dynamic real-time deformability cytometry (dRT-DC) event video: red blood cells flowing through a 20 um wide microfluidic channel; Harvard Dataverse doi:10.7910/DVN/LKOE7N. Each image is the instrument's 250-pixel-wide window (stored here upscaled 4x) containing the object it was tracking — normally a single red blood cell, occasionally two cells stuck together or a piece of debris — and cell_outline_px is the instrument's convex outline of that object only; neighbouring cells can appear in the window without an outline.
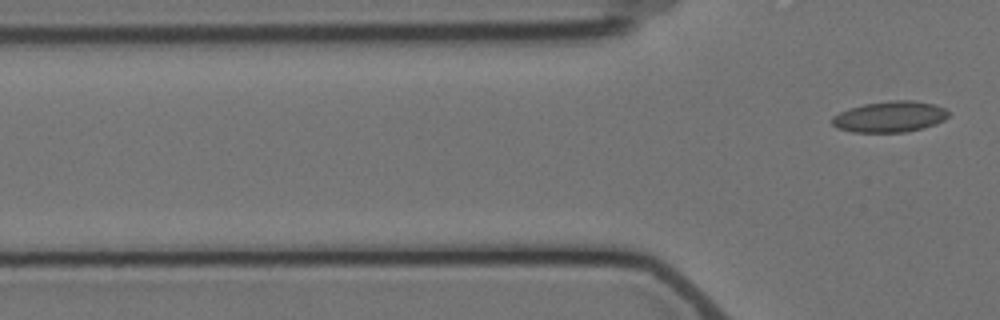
{"species": "Egyptian fruit bat (a non-hibernating species)", "species_latin": "Rousettus aegyptiacus", "temperature_condition": "cold", "stored_images_in_passage": 8, "segment_of_instrument_passage": [2, 2], "camera_frame_rate_fps": 3000, "um_per_image_px": 0.085, "animal": {"sex": "female"}, "frame": {"image": 1, "passage_image": 8, "time_ms": 8.333, "image_size_px": [1000, 320], "cell_outline_px": [[952, 112], [944, 120], [936, 124], [924, 128], [904, 132], [852, 132], [836, 128], [832, 124], [832, 116], [840, 112], [864, 104], [892, 100], [912, 100], [932, 104], [944, 108]], "centroid_in_image_um": [75.66, 9.93], "position_along_channel_um": 50.1, "area_um2": 21.04}}